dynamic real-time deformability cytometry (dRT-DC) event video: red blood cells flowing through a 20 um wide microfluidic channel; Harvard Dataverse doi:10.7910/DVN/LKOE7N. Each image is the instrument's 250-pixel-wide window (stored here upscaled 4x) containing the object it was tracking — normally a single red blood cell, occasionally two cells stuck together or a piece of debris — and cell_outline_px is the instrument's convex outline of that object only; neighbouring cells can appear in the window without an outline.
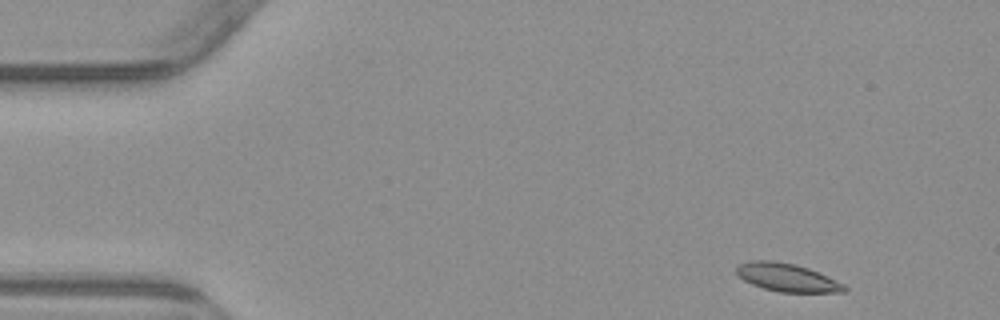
{"species": "common noctule bat (a hibernating species)", "species_latin": "Nyctalus noctula", "temperature_condition": "warm", "stored_images_in_passage": 4, "camera_frame_rate_fps": 3000, "um_per_image_px": 0.085, "animal": {"sex": "male", "body_mass_g": 23.1, "forearm_length_mm": 52.7}, "frame": {"image": 1, "passage_image": 1, "time_ms": 0.0, "image_size_px": [1000, 320], "cell_outline_px": [[848, 292], [780, 292], [764, 288], [752, 284], [744, 280], [736, 272], [736, 268], [740, 264], [752, 260], [772, 260], [796, 264], [808, 268], [844, 284], [848, 288]], "centroid_in_image_um": [66.91, 23.58], "position_along_channel_um": 18.1, "area_um2": 17.51}}
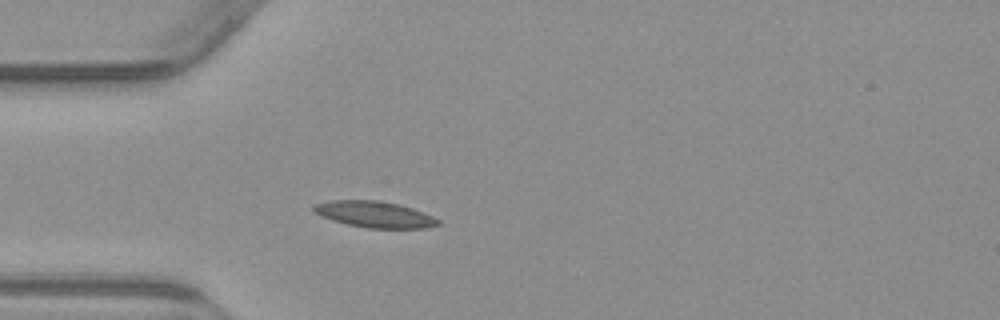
{"frame": {"image": 2, "passage_image": 4, "time_ms": 3.333, "image_size_px": [1000, 320], "cell_outline_px": [[440, 224], [424, 228], [368, 228], [348, 224], [332, 220], [320, 216], [312, 212], [312, 204], [332, 200], [380, 200], [400, 204], [424, 212], [440, 220]], "centroid_in_image_um": [31.8, 18.21], "position_along_channel_um": 53.2, "area_um2": 19.19}}